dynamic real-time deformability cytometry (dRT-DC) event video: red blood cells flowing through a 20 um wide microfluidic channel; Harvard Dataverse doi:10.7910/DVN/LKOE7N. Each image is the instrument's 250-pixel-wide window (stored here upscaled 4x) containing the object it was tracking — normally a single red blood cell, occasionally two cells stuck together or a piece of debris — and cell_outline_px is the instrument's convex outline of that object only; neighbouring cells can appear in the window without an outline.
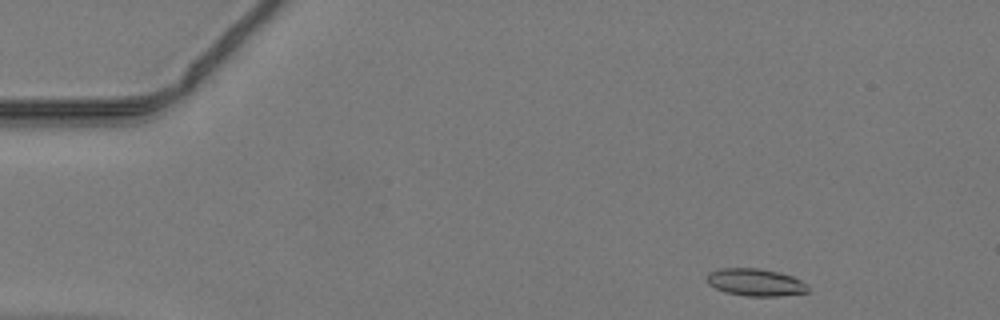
{"species": "common noctule bat (a hibernating species)", "species_latin": "Nyctalus noctula", "temperature_condition": "warm", "stored_images_in_passage": 40, "camera_frame_rate_fps": 3000, "um_per_image_px": 0.085, "animal": {"sex": "male", "body_mass_g": 19.2, "forearm_length_mm": 51.8}, "frame": {"image": 1, "passage_image": 1, "time_ms": 0.0, "image_size_px": [1000, 320], "cell_outline_px": [[808, 292], [780, 296], [744, 296], [724, 292], [708, 284], [708, 272], [720, 268], [760, 268], [780, 272], [792, 276], [800, 280], [808, 288]], "centroid_in_image_um": [64.19, 23.99], "position_along_channel_um": 20.8, "area_um2": 16.13}}
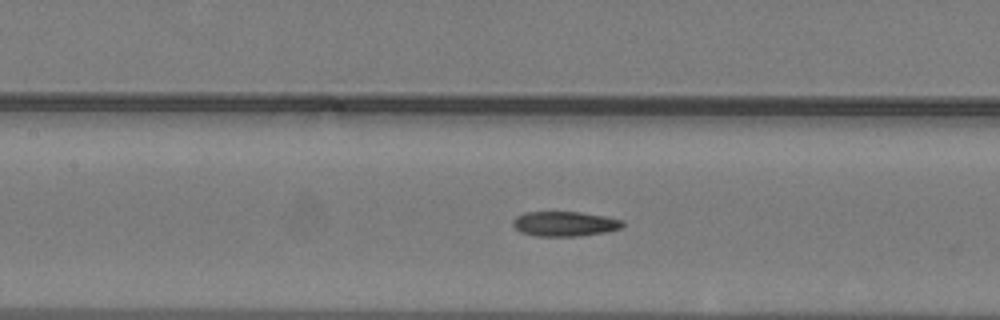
{"frame": {"image": 2, "passage_image": 17, "time_ms": 5.333, "image_size_px": [1000, 320], "cell_outline_px": [[624, 224], [620, 228], [604, 232], [580, 236], [536, 236], [520, 232], [512, 224], [512, 220], [516, 216], [524, 212], [580, 212], [608, 216], [624, 220]], "centroid_in_image_um": [48.0, 19.02], "position_along_channel_um": 159.4, "area_um2": 16.01}}
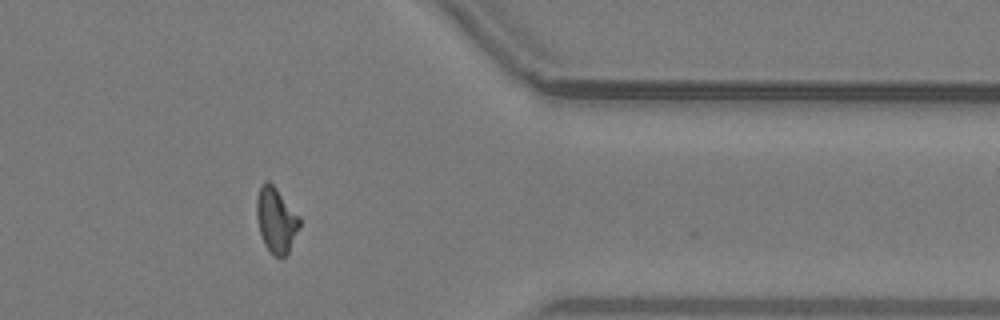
{"frame": {"image": 3, "passage_image": 34, "time_ms": 11.0, "image_size_px": [1000, 320], "cell_outline_px": [[300, 224], [288, 252], [280, 260], [264, 244], [260, 232], [256, 216], [256, 200], [260, 188], [264, 180], [268, 180], [276, 188], [300, 216]], "centroid_in_image_um": [23.46, 18.68], "position_along_channel_um": 387.9, "area_um2": 16.13}}